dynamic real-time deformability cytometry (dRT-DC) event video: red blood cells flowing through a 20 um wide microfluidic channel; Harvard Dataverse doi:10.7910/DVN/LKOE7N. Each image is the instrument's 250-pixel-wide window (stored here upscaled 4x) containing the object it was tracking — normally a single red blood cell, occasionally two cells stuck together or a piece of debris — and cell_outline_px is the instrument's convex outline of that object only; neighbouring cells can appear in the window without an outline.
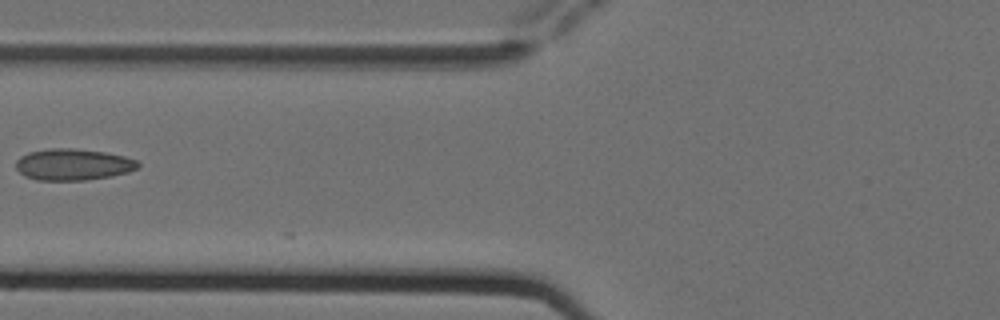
{"species": "Egyptian fruit bat (a non-hibernating species)", "species_latin": "Rousettus aegyptiacus", "temperature_condition": "cold", "stored_images_in_passage": 4, "camera_frame_rate_fps": 3000, "um_per_image_px": 0.085, "animal": {"sex": "female"}, "frame": {"image": 1, "passage_image": 3, "time_ms": 0.667, "image_size_px": [1000, 320], "cell_outline_px": [[140, 168], [128, 172], [112, 176], [84, 180], [36, 180], [24, 176], [16, 168], [16, 160], [20, 156], [28, 152], [52, 148], [72, 148], [104, 152], [124, 156], [136, 160], [140, 164]], "centroid_in_image_um": [6.21, 13.98], "position_along_channel_um": 119.6, "area_um2": 22.48}}
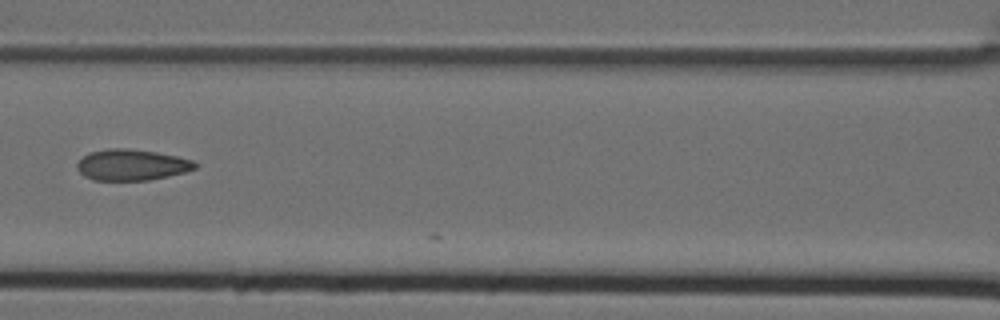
{"frame": {"image": 2, "passage_image": 4, "time_ms": 1.0, "image_size_px": [1000, 320], "cell_outline_px": [[196, 168], [184, 172], [168, 176], [148, 180], [92, 180], [84, 176], [76, 168], [76, 164], [88, 152], [108, 148], [124, 148], [156, 152], [176, 156], [192, 160], [196, 164]], "centroid_in_image_um": [11.15, 14.01], "position_along_channel_um": 155.4, "area_um2": 21.27}}